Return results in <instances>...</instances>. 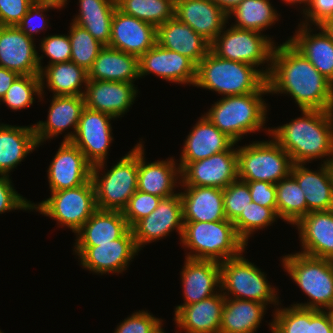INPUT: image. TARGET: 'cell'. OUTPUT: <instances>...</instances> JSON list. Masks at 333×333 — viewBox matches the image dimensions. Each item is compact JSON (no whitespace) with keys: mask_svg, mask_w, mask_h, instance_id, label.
Here are the masks:
<instances>
[{"mask_svg":"<svg viewBox=\"0 0 333 333\" xmlns=\"http://www.w3.org/2000/svg\"><path fill=\"white\" fill-rule=\"evenodd\" d=\"M267 84L270 94L290 95L300 110H333V83L288 40L275 44Z\"/></svg>","mask_w":333,"mask_h":333,"instance_id":"cell-1","label":"cell"},{"mask_svg":"<svg viewBox=\"0 0 333 333\" xmlns=\"http://www.w3.org/2000/svg\"><path fill=\"white\" fill-rule=\"evenodd\" d=\"M300 111L302 117L271 127L269 137L290 155L293 164H308L323 158L321 163H333V110Z\"/></svg>","mask_w":333,"mask_h":333,"instance_id":"cell-2","label":"cell"},{"mask_svg":"<svg viewBox=\"0 0 333 333\" xmlns=\"http://www.w3.org/2000/svg\"><path fill=\"white\" fill-rule=\"evenodd\" d=\"M194 87L215 91L222 97L269 92L267 77L258 68L220 58L211 50L197 65Z\"/></svg>","mask_w":333,"mask_h":333,"instance_id":"cell-3","label":"cell"},{"mask_svg":"<svg viewBox=\"0 0 333 333\" xmlns=\"http://www.w3.org/2000/svg\"><path fill=\"white\" fill-rule=\"evenodd\" d=\"M266 94L270 93L253 92L222 97L204 115L235 143L241 142L244 135L262 129L270 135V128L265 129L267 127L264 125L269 108L262 98Z\"/></svg>","mask_w":333,"mask_h":333,"instance_id":"cell-4","label":"cell"},{"mask_svg":"<svg viewBox=\"0 0 333 333\" xmlns=\"http://www.w3.org/2000/svg\"><path fill=\"white\" fill-rule=\"evenodd\" d=\"M189 249L185 258L223 262L238 257L246 243L238 236L233 222H184L180 240Z\"/></svg>","mask_w":333,"mask_h":333,"instance_id":"cell-5","label":"cell"},{"mask_svg":"<svg viewBox=\"0 0 333 333\" xmlns=\"http://www.w3.org/2000/svg\"><path fill=\"white\" fill-rule=\"evenodd\" d=\"M281 260L284 271L310 298L309 302L291 305L316 310L333 308V265L330 259L297 252L284 255Z\"/></svg>","mask_w":333,"mask_h":333,"instance_id":"cell-6","label":"cell"},{"mask_svg":"<svg viewBox=\"0 0 333 333\" xmlns=\"http://www.w3.org/2000/svg\"><path fill=\"white\" fill-rule=\"evenodd\" d=\"M106 163L94 165L91 170L97 208L122 211L137 191L138 143L107 172Z\"/></svg>","mask_w":333,"mask_h":333,"instance_id":"cell-7","label":"cell"},{"mask_svg":"<svg viewBox=\"0 0 333 333\" xmlns=\"http://www.w3.org/2000/svg\"><path fill=\"white\" fill-rule=\"evenodd\" d=\"M265 274L257 265L246 259L243 253L227 259L220 262L221 292L226 298L279 306L281 302L279 303L278 289L270 285Z\"/></svg>","mask_w":333,"mask_h":333,"instance_id":"cell-8","label":"cell"},{"mask_svg":"<svg viewBox=\"0 0 333 333\" xmlns=\"http://www.w3.org/2000/svg\"><path fill=\"white\" fill-rule=\"evenodd\" d=\"M290 155L272 138L237 145L238 179L272 184L286 178L291 171Z\"/></svg>","mask_w":333,"mask_h":333,"instance_id":"cell-9","label":"cell"},{"mask_svg":"<svg viewBox=\"0 0 333 333\" xmlns=\"http://www.w3.org/2000/svg\"><path fill=\"white\" fill-rule=\"evenodd\" d=\"M226 27L227 25L210 44V50L220 58L259 67V70L268 77L276 44L273 38L254 30L239 29L232 25L228 29Z\"/></svg>","mask_w":333,"mask_h":333,"instance_id":"cell-10","label":"cell"},{"mask_svg":"<svg viewBox=\"0 0 333 333\" xmlns=\"http://www.w3.org/2000/svg\"><path fill=\"white\" fill-rule=\"evenodd\" d=\"M51 197L40 203H32L31 211L39 212L55 220L60 227L70 228L75 234L98 209L95 189L90 179L76 188L53 191Z\"/></svg>","mask_w":333,"mask_h":333,"instance_id":"cell-11","label":"cell"},{"mask_svg":"<svg viewBox=\"0 0 333 333\" xmlns=\"http://www.w3.org/2000/svg\"><path fill=\"white\" fill-rule=\"evenodd\" d=\"M74 253L80 259V265L92 273L102 275L123 273L139 252L131 228L111 243L98 246H74Z\"/></svg>","mask_w":333,"mask_h":333,"instance_id":"cell-12","label":"cell"},{"mask_svg":"<svg viewBox=\"0 0 333 333\" xmlns=\"http://www.w3.org/2000/svg\"><path fill=\"white\" fill-rule=\"evenodd\" d=\"M213 154L200 161L189 162L181 170L180 186H208L225 189L238 179L237 147Z\"/></svg>","mask_w":333,"mask_h":333,"instance_id":"cell-13","label":"cell"},{"mask_svg":"<svg viewBox=\"0 0 333 333\" xmlns=\"http://www.w3.org/2000/svg\"><path fill=\"white\" fill-rule=\"evenodd\" d=\"M109 114L84 108L76 133L71 143L77 146L92 165L106 162L108 150L113 141L112 123Z\"/></svg>","mask_w":333,"mask_h":333,"instance_id":"cell-14","label":"cell"},{"mask_svg":"<svg viewBox=\"0 0 333 333\" xmlns=\"http://www.w3.org/2000/svg\"><path fill=\"white\" fill-rule=\"evenodd\" d=\"M183 212L180 193L161 199L157 208L147 217L137 221L132 227V233L137 249L152 242L163 239L176 230L180 236L183 233Z\"/></svg>","mask_w":333,"mask_h":333,"instance_id":"cell-15","label":"cell"},{"mask_svg":"<svg viewBox=\"0 0 333 333\" xmlns=\"http://www.w3.org/2000/svg\"><path fill=\"white\" fill-rule=\"evenodd\" d=\"M139 78L154 74L171 83L194 86L197 65L188 57L155 44L138 58Z\"/></svg>","mask_w":333,"mask_h":333,"instance_id":"cell-16","label":"cell"},{"mask_svg":"<svg viewBox=\"0 0 333 333\" xmlns=\"http://www.w3.org/2000/svg\"><path fill=\"white\" fill-rule=\"evenodd\" d=\"M34 40L17 26H0V67L19 75H40L44 56L39 55Z\"/></svg>","mask_w":333,"mask_h":333,"instance_id":"cell-17","label":"cell"},{"mask_svg":"<svg viewBox=\"0 0 333 333\" xmlns=\"http://www.w3.org/2000/svg\"><path fill=\"white\" fill-rule=\"evenodd\" d=\"M91 170L83 152L70 141H62L47 170L50 192L85 184L91 179Z\"/></svg>","mask_w":333,"mask_h":333,"instance_id":"cell-18","label":"cell"},{"mask_svg":"<svg viewBox=\"0 0 333 333\" xmlns=\"http://www.w3.org/2000/svg\"><path fill=\"white\" fill-rule=\"evenodd\" d=\"M85 108L84 96H52L46 121H39L34 124L37 142L40 145L46 140L53 139L67 129L73 131L64 135L63 141H71L74 137L79 119Z\"/></svg>","mask_w":333,"mask_h":333,"instance_id":"cell-19","label":"cell"},{"mask_svg":"<svg viewBox=\"0 0 333 333\" xmlns=\"http://www.w3.org/2000/svg\"><path fill=\"white\" fill-rule=\"evenodd\" d=\"M137 95L134 83L88 80L84 93L85 107L117 119L129 112Z\"/></svg>","mask_w":333,"mask_h":333,"instance_id":"cell-20","label":"cell"},{"mask_svg":"<svg viewBox=\"0 0 333 333\" xmlns=\"http://www.w3.org/2000/svg\"><path fill=\"white\" fill-rule=\"evenodd\" d=\"M145 155L144 144L139 140L137 190L162 199L178 194L175 189L181 184V170L177 159L170 157L150 163L145 160Z\"/></svg>","mask_w":333,"mask_h":333,"instance_id":"cell-21","label":"cell"},{"mask_svg":"<svg viewBox=\"0 0 333 333\" xmlns=\"http://www.w3.org/2000/svg\"><path fill=\"white\" fill-rule=\"evenodd\" d=\"M157 28L117 7L112 17L109 46L138 58L157 43Z\"/></svg>","mask_w":333,"mask_h":333,"instance_id":"cell-22","label":"cell"},{"mask_svg":"<svg viewBox=\"0 0 333 333\" xmlns=\"http://www.w3.org/2000/svg\"><path fill=\"white\" fill-rule=\"evenodd\" d=\"M175 17L210 44L229 23L228 15L213 0H175Z\"/></svg>","mask_w":333,"mask_h":333,"instance_id":"cell-23","label":"cell"},{"mask_svg":"<svg viewBox=\"0 0 333 333\" xmlns=\"http://www.w3.org/2000/svg\"><path fill=\"white\" fill-rule=\"evenodd\" d=\"M235 142L202 115L187 135L178 164L182 170L189 162L200 161L228 150Z\"/></svg>","mask_w":333,"mask_h":333,"instance_id":"cell-24","label":"cell"},{"mask_svg":"<svg viewBox=\"0 0 333 333\" xmlns=\"http://www.w3.org/2000/svg\"><path fill=\"white\" fill-rule=\"evenodd\" d=\"M180 275L184 303L177 306L197 303L221 291L219 262L185 258Z\"/></svg>","mask_w":333,"mask_h":333,"instance_id":"cell-25","label":"cell"},{"mask_svg":"<svg viewBox=\"0 0 333 333\" xmlns=\"http://www.w3.org/2000/svg\"><path fill=\"white\" fill-rule=\"evenodd\" d=\"M294 226L300 238L299 253L324 259L333 257V209L309 212Z\"/></svg>","mask_w":333,"mask_h":333,"instance_id":"cell-26","label":"cell"},{"mask_svg":"<svg viewBox=\"0 0 333 333\" xmlns=\"http://www.w3.org/2000/svg\"><path fill=\"white\" fill-rule=\"evenodd\" d=\"M320 164L316 171L307 164H293L290 171L305 195L307 214L333 209V163Z\"/></svg>","mask_w":333,"mask_h":333,"instance_id":"cell-27","label":"cell"},{"mask_svg":"<svg viewBox=\"0 0 333 333\" xmlns=\"http://www.w3.org/2000/svg\"><path fill=\"white\" fill-rule=\"evenodd\" d=\"M225 300L220 291L197 303L175 306L176 327L186 333H219Z\"/></svg>","mask_w":333,"mask_h":333,"instance_id":"cell-28","label":"cell"},{"mask_svg":"<svg viewBox=\"0 0 333 333\" xmlns=\"http://www.w3.org/2000/svg\"><path fill=\"white\" fill-rule=\"evenodd\" d=\"M319 30V32L314 31ZM288 42L300 52L329 81L333 83V41L322 26L298 24Z\"/></svg>","mask_w":333,"mask_h":333,"instance_id":"cell-29","label":"cell"},{"mask_svg":"<svg viewBox=\"0 0 333 333\" xmlns=\"http://www.w3.org/2000/svg\"><path fill=\"white\" fill-rule=\"evenodd\" d=\"M183 222L227 220L223 206V189L208 186H181Z\"/></svg>","mask_w":333,"mask_h":333,"instance_id":"cell-30","label":"cell"},{"mask_svg":"<svg viewBox=\"0 0 333 333\" xmlns=\"http://www.w3.org/2000/svg\"><path fill=\"white\" fill-rule=\"evenodd\" d=\"M157 44L191 59L196 65L209 53L210 43L176 17L157 27Z\"/></svg>","mask_w":333,"mask_h":333,"instance_id":"cell-31","label":"cell"},{"mask_svg":"<svg viewBox=\"0 0 333 333\" xmlns=\"http://www.w3.org/2000/svg\"><path fill=\"white\" fill-rule=\"evenodd\" d=\"M130 229L122 211L97 209L75 233L74 246L111 243Z\"/></svg>","mask_w":333,"mask_h":333,"instance_id":"cell-32","label":"cell"},{"mask_svg":"<svg viewBox=\"0 0 333 333\" xmlns=\"http://www.w3.org/2000/svg\"><path fill=\"white\" fill-rule=\"evenodd\" d=\"M38 147L34 125L0 123V174L9 176Z\"/></svg>","mask_w":333,"mask_h":333,"instance_id":"cell-33","label":"cell"},{"mask_svg":"<svg viewBox=\"0 0 333 333\" xmlns=\"http://www.w3.org/2000/svg\"><path fill=\"white\" fill-rule=\"evenodd\" d=\"M138 79V57L110 46H104L100 50L88 71V80L134 83Z\"/></svg>","mask_w":333,"mask_h":333,"instance_id":"cell-34","label":"cell"},{"mask_svg":"<svg viewBox=\"0 0 333 333\" xmlns=\"http://www.w3.org/2000/svg\"><path fill=\"white\" fill-rule=\"evenodd\" d=\"M40 79L42 97L40 101L44 98L46 87L53 96H84L88 72L74 62H63L42 67Z\"/></svg>","mask_w":333,"mask_h":333,"instance_id":"cell-35","label":"cell"},{"mask_svg":"<svg viewBox=\"0 0 333 333\" xmlns=\"http://www.w3.org/2000/svg\"><path fill=\"white\" fill-rule=\"evenodd\" d=\"M267 308L255 301L226 298L219 333H255Z\"/></svg>","mask_w":333,"mask_h":333,"instance_id":"cell-36","label":"cell"},{"mask_svg":"<svg viewBox=\"0 0 333 333\" xmlns=\"http://www.w3.org/2000/svg\"><path fill=\"white\" fill-rule=\"evenodd\" d=\"M79 13L72 22L85 28L97 41L109 46L116 0H79Z\"/></svg>","mask_w":333,"mask_h":333,"instance_id":"cell-37","label":"cell"},{"mask_svg":"<svg viewBox=\"0 0 333 333\" xmlns=\"http://www.w3.org/2000/svg\"><path fill=\"white\" fill-rule=\"evenodd\" d=\"M270 0H243L229 14L228 19L235 18L231 25L246 30L264 32L279 20Z\"/></svg>","mask_w":333,"mask_h":333,"instance_id":"cell-38","label":"cell"},{"mask_svg":"<svg viewBox=\"0 0 333 333\" xmlns=\"http://www.w3.org/2000/svg\"><path fill=\"white\" fill-rule=\"evenodd\" d=\"M275 186L277 216L287 224L294 226L302 217L307 215L305 195L291 174L281 179Z\"/></svg>","mask_w":333,"mask_h":333,"instance_id":"cell-39","label":"cell"},{"mask_svg":"<svg viewBox=\"0 0 333 333\" xmlns=\"http://www.w3.org/2000/svg\"><path fill=\"white\" fill-rule=\"evenodd\" d=\"M116 4L123 13L156 28L175 17V0H116Z\"/></svg>","mask_w":333,"mask_h":333,"instance_id":"cell-40","label":"cell"},{"mask_svg":"<svg viewBox=\"0 0 333 333\" xmlns=\"http://www.w3.org/2000/svg\"><path fill=\"white\" fill-rule=\"evenodd\" d=\"M70 25L68 34L71 42V62L88 72L104 45L97 41L85 28L74 22H71Z\"/></svg>","mask_w":333,"mask_h":333,"instance_id":"cell-41","label":"cell"},{"mask_svg":"<svg viewBox=\"0 0 333 333\" xmlns=\"http://www.w3.org/2000/svg\"><path fill=\"white\" fill-rule=\"evenodd\" d=\"M272 316L268 324L272 333H312V309L281 306Z\"/></svg>","mask_w":333,"mask_h":333,"instance_id":"cell-42","label":"cell"},{"mask_svg":"<svg viewBox=\"0 0 333 333\" xmlns=\"http://www.w3.org/2000/svg\"><path fill=\"white\" fill-rule=\"evenodd\" d=\"M277 220V213L272 208L251 202L233 224L238 236L248 245L249 237H252L253 233L273 225Z\"/></svg>","mask_w":333,"mask_h":333,"instance_id":"cell-43","label":"cell"},{"mask_svg":"<svg viewBox=\"0 0 333 333\" xmlns=\"http://www.w3.org/2000/svg\"><path fill=\"white\" fill-rule=\"evenodd\" d=\"M34 95L42 98L40 75H19L0 102L6 104L10 110L17 111L33 105Z\"/></svg>","mask_w":333,"mask_h":333,"instance_id":"cell-44","label":"cell"},{"mask_svg":"<svg viewBox=\"0 0 333 333\" xmlns=\"http://www.w3.org/2000/svg\"><path fill=\"white\" fill-rule=\"evenodd\" d=\"M251 202L249 186L245 181L237 179L223 189L224 213L231 222H234Z\"/></svg>","mask_w":333,"mask_h":333,"instance_id":"cell-45","label":"cell"},{"mask_svg":"<svg viewBox=\"0 0 333 333\" xmlns=\"http://www.w3.org/2000/svg\"><path fill=\"white\" fill-rule=\"evenodd\" d=\"M161 199L159 196L137 190L122 210L129 227L131 228L137 221L154 211Z\"/></svg>","mask_w":333,"mask_h":333,"instance_id":"cell-46","label":"cell"},{"mask_svg":"<svg viewBox=\"0 0 333 333\" xmlns=\"http://www.w3.org/2000/svg\"><path fill=\"white\" fill-rule=\"evenodd\" d=\"M162 322V319L154 317L148 310H139L120 321L114 333H154Z\"/></svg>","mask_w":333,"mask_h":333,"instance_id":"cell-47","label":"cell"},{"mask_svg":"<svg viewBox=\"0 0 333 333\" xmlns=\"http://www.w3.org/2000/svg\"><path fill=\"white\" fill-rule=\"evenodd\" d=\"M40 43L41 52L49 57L48 65L71 61V42L68 34L47 35Z\"/></svg>","mask_w":333,"mask_h":333,"instance_id":"cell-48","label":"cell"},{"mask_svg":"<svg viewBox=\"0 0 333 333\" xmlns=\"http://www.w3.org/2000/svg\"><path fill=\"white\" fill-rule=\"evenodd\" d=\"M49 9L55 10L58 8L55 6H52L50 4H32L28 8L26 15L17 24V27L22 32H24L28 37L35 39L34 38L35 33L39 34L41 31L47 30V28L49 27V22H48L49 20L46 17L47 16L46 13H44V12H48ZM36 21H38V22H36Z\"/></svg>","mask_w":333,"mask_h":333,"instance_id":"cell-49","label":"cell"},{"mask_svg":"<svg viewBox=\"0 0 333 333\" xmlns=\"http://www.w3.org/2000/svg\"><path fill=\"white\" fill-rule=\"evenodd\" d=\"M12 210H30L31 212L30 200H27L14 189L8 175L0 174V214Z\"/></svg>","mask_w":333,"mask_h":333,"instance_id":"cell-50","label":"cell"},{"mask_svg":"<svg viewBox=\"0 0 333 333\" xmlns=\"http://www.w3.org/2000/svg\"><path fill=\"white\" fill-rule=\"evenodd\" d=\"M303 21L299 24L319 27L333 17V0H310L303 12Z\"/></svg>","mask_w":333,"mask_h":333,"instance_id":"cell-51","label":"cell"},{"mask_svg":"<svg viewBox=\"0 0 333 333\" xmlns=\"http://www.w3.org/2000/svg\"><path fill=\"white\" fill-rule=\"evenodd\" d=\"M31 5V0H0V26H17Z\"/></svg>","mask_w":333,"mask_h":333,"instance_id":"cell-52","label":"cell"},{"mask_svg":"<svg viewBox=\"0 0 333 333\" xmlns=\"http://www.w3.org/2000/svg\"><path fill=\"white\" fill-rule=\"evenodd\" d=\"M251 194L252 202L263 207L272 208L276 212V186L265 181H245Z\"/></svg>","mask_w":333,"mask_h":333,"instance_id":"cell-53","label":"cell"},{"mask_svg":"<svg viewBox=\"0 0 333 333\" xmlns=\"http://www.w3.org/2000/svg\"><path fill=\"white\" fill-rule=\"evenodd\" d=\"M312 333H333L326 310L312 309Z\"/></svg>","mask_w":333,"mask_h":333,"instance_id":"cell-54","label":"cell"},{"mask_svg":"<svg viewBox=\"0 0 333 333\" xmlns=\"http://www.w3.org/2000/svg\"><path fill=\"white\" fill-rule=\"evenodd\" d=\"M18 76L19 74L16 71L0 67V101Z\"/></svg>","mask_w":333,"mask_h":333,"instance_id":"cell-55","label":"cell"},{"mask_svg":"<svg viewBox=\"0 0 333 333\" xmlns=\"http://www.w3.org/2000/svg\"><path fill=\"white\" fill-rule=\"evenodd\" d=\"M227 15L243 0H213Z\"/></svg>","mask_w":333,"mask_h":333,"instance_id":"cell-56","label":"cell"},{"mask_svg":"<svg viewBox=\"0 0 333 333\" xmlns=\"http://www.w3.org/2000/svg\"><path fill=\"white\" fill-rule=\"evenodd\" d=\"M32 4H50L59 9H62L68 5V0H31Z\"/></svg>","mask_w":333,"mask_h":333,"instance_id":"cell-57","label":"cell"},{"mask_svg":"<svg viewBox=\"0 0 333 333\" xmlns=\"http://www.w3.org/2000/svg\"><path fill=\"white\" fill-rule=\"evenodd\" d=\"M284 1V3L286 2V4H289V5H296L297 3L301 6V4H303V6L301 7L302 8V11L306 10V8L308 7L309 5V2L310 0H282ZM305 7V8H303Z\"/></svg>","mask_w":333,"mask_h":333,"instance_id":"cell-58","label":"cell"},{"mask_svg":"<svg viewBox=\"0 0 333 333\" xmlns=\"http://www.w3.org/2000/svg\"><path fill=\"white\" fill-rule=\"evenodd\" d=\"M322 28L329 34L333 41V17L322 25Z\"/></svg>","mask_w":333,"mask_h":333,"instance_id":"cell-59","label":"cell"},{"mask_svg":"<svg viewBox=\"0 0 333 333\" xmlns=\"http://www.w3.org/2000/svg\"><path fill=\"white\" fill-rule=\"evenodd\" d=\"M326 311L328 312V317H329L332 332H333V308L327 309Z\"/></svg>","mask_w":333,"mask_h":333,"instance_id":"cell-60","label":"cell"},{"mask_svg":"<svg viewBox=\"0 0 333 333\" xmlns=\"http://www.w3.org/2000/svg\"><path fill=\"white\" fill-rule=\"evenodd\" d=\"M162 324L156 329V331L154 332V333H166L165 331H164V328H162Z\"/></svg>","mask_w":333,"mask_h":333,"instance_id":"cell-61","label":"cell"}]
</instances>
